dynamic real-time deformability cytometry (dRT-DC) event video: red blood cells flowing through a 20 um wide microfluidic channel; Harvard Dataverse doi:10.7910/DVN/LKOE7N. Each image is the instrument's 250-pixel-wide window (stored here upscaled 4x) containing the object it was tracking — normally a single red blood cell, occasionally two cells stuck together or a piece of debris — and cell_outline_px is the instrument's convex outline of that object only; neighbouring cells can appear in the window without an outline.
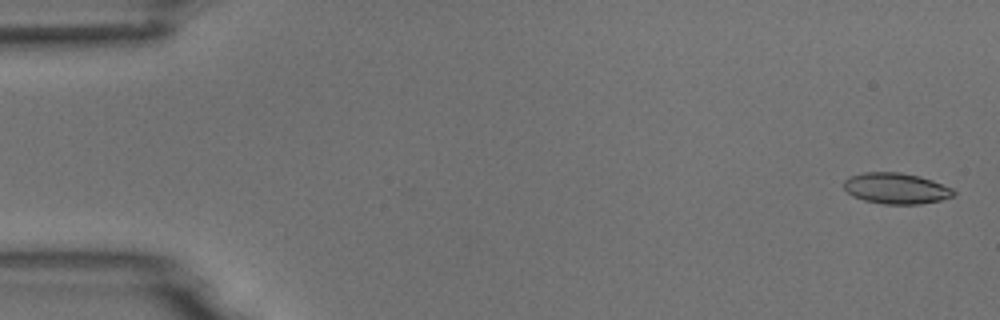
{"species": "common noctule bat (a hibernating species)", "species_latin": "Nyctalus noctula", "temperature_condition": "room temperature", "stored_images_in_passage": 6, "camera_frame_rate_fps": 3000, "um_per_image_px": 0.085, "animal": {"sex": "male", "body_mass_g": 18.8}, "frame": {"image": 1, "passage_image": 1, "time_ms": 0.0, "image_size_px": [1000, 320], "cell_outline_px": [[956, 196], [940, 200], [920, 204], [884, 204], [864, 200], [852, 196], [844, 188], [844, 180], [848, 176], [864, 172], [900, 172], [920, 176], [932, 180], [952, 188], [956, 192]], "centroid_in_image_um": [76.17, 16.01], "position_along_channel_um": 8.8, "area_um2": 19.94}}
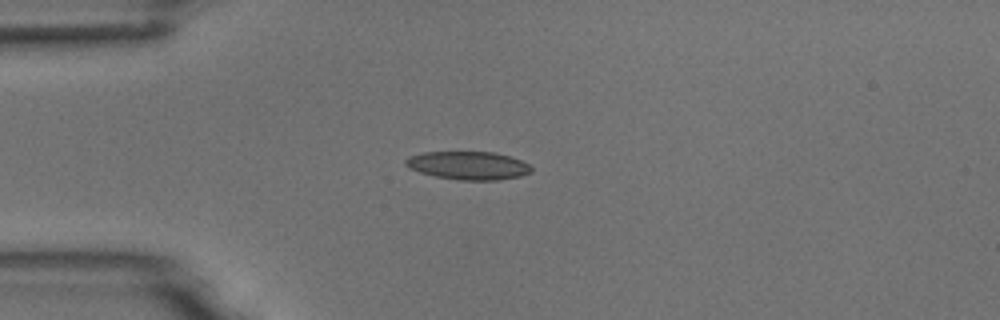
{"frame": {"image": 2, "passage_image": 4, "time_ms": 4.0, "image_size_px": [1000, 320], "cell_outline_px": [[532, 172], [520, 176], [496, 180], [460, 180], [436, 176], [420, 172], [408, 168], [404, 164], [404, 160], [408, 156], [424, 152], [492, 152], [508, 156], [520, 160], [528, 164], [532, 168]], "centroid_in_image_um": [39.77, 14.06], "position_along_channel_um": 45.2, "area_um2": 20.58}}
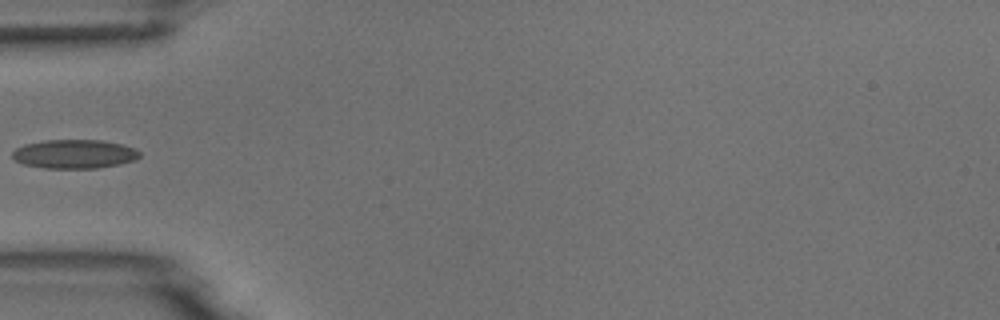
{"frame": {"image": 3, "passage_image": 5, "time_ms": 5.333, "image_size_px": [1000, 320], "cell_outline_px": [[140, 156], [136, 160], [120, 164], [96, 168], [44, 168], [24, 164], [16, 160], [12, 156], [12, 152], [16, 148], [24, 144], [44, 140], [100, 140], [120, 144], [132, 148], [140, 152]], "centroid_in_image_um": [6.31, 13.09], "position_along_channel_um": 78.7, "area_um2": 21.33}}